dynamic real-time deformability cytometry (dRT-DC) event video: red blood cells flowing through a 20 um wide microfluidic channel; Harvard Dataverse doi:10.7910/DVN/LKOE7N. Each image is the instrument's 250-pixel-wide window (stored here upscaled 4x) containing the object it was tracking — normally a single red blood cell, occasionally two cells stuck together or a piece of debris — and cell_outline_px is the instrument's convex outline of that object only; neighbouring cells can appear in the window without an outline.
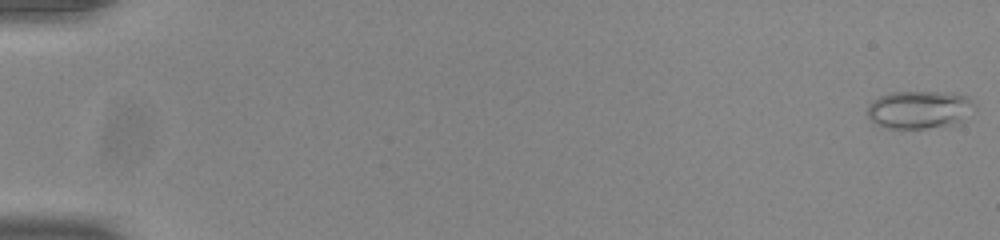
{"species": "common noctule bat (a hibernating species)", "species_latin": "Nyctalus noctula", "temperature_condition": "room temperature", "stored_images_in_passage": 54, "camera_frame_rate_fps": 3000, "um_per_image_px": 0.085, "animal": {"sex": "male", "body_mass_g": 20.0, "forearm_length_mm": 53.3}, "frame": {"image": 1, "passage_image": 1, "time_ms": 0.0, "image_size_px": [1000, 240], "cell_outline_px": [[976, 108], [960, 124], [928, 128], [888, 128], [876, 124], [868, 116], [868, 104], [872, 100], [880, 96], [892, 92], [952, 92], [968, 96], [976, 104]], "centroid_in_image_um": [78.22, 9.31], "position_along_channel_um": 6.8, "area_um2": 24.1}}
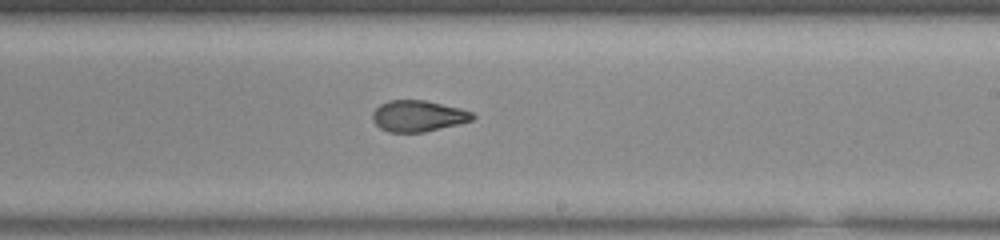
{"frame": {"image": 2, "passage_image": 34, "time_ms": 11.0, "image_size_px": [1000, 240], "cell_outline_px": [[476, 116], [472, 120], [460, 124], [424, 132], [388, 132], [380, 128], [376, 124], [372, 116], [372, 112], [380, 104], [388, 100], [424, 100], [460, 108], [472, 112]], "centroid_in_image_um": [35.54, 9.86], "position_along_channel_um": 253.5, "area_um2": 18.21}}
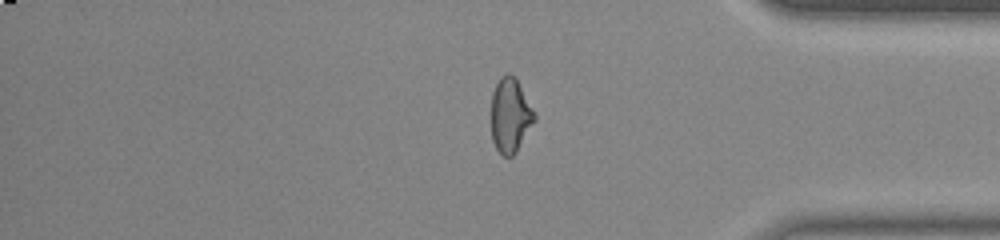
{"frame": {"image": 3, "passage_image": 46, "time_ms": 15.0, "image_size_px": [1000, 240], "cell_outline_px": [[536, 120], [516, 152], [512, 156], [504, 156], [496, 148], [492, 140], [492, 92], [500, 76], [508, 72], [516, 76], [536, 112]], "centroid_in_image_um": [43.4, 9.75], "position_along_channel_um": 391.8, "area_um2": 19.07}, "authors_computed_cell_mechanics": {"area_um2": 19.2763, "velocity_mm_per_s": 3.8699, "shape_relaxation_time_tau1_ms": null, "shape_relaxation_time_tau2_ms": 1.5334, "deformation_change_tau1": null, "deformation_change_tau2": 0.0829}}